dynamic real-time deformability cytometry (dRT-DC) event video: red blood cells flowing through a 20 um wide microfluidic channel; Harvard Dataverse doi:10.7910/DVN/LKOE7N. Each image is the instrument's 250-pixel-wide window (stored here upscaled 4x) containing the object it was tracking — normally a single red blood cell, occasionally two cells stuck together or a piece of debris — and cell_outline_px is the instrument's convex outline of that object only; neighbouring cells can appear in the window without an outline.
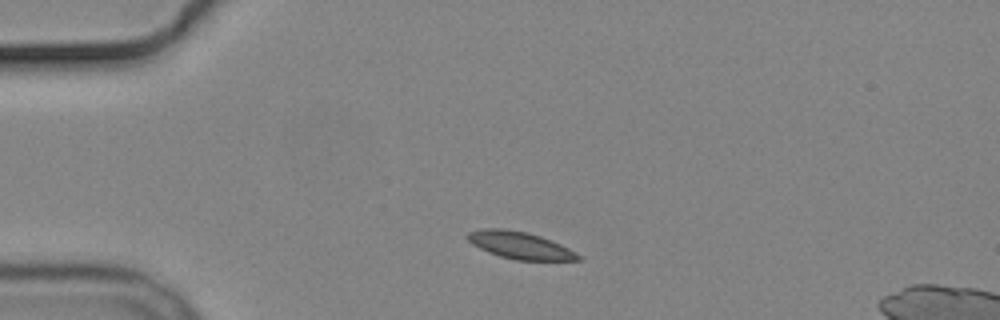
{"species": "common noctule bat (a hibernating species)", "species_latin": "Nyctalus noctula", "temperature_condition": "cold", "stored_images_in_passage": 1, "camera_frame_rate_fps": 3000, "um_per_image_px": 0.085, "animal": {"sex": "male", "body_mass_g": 19.2, "forearm_length_mm": 51.8}, "frame": {"image": 1, "passage_image": 1, "time_ms": 0.0, "image_size_px": [1000, 320], "cell_outline_px": [[584, 256], [580, 260], [516, 260], [500, 256], [488, 252], [472, 244], [464, 236], [468, 232], [480, 228], [504, 228], [528, 232], [540, 236], [560, 244]], "centroid_in_image_um": [44.18, 20.84], "position_along_channel_um": 40.8, "area_um2": 17.63}}